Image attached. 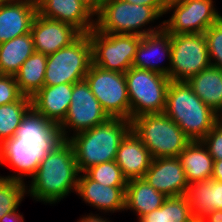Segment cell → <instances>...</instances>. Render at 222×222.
I'll return each mask as SVG.
<instances>
[{
  "label": "cell",
  "instance_id": "6da1fadb",
  "mask_svg": "<svg viewBox=\"0 0 222 222\" xmlns=\"http://www.w3.org/2000/svg\"><path fill=\"white\" fill-rule=\"evenodd\" d=\"M62 141L59 125L31 107L14 136L2 143L3 164H8L17 172V175L4 178L21 182H24L23 176L32 178L39 164Z\"/></svg>",
  "mask_w": 222,
  "mask_h": 222
},
{
  "label": "cell",
  "instance_id": "7a4b0ae2",
  "mask_svg": "<svg viewBox=\"0 0 222 222\" xmlns=\"http://www.w3.org/2000/svg\"><path fill=\"white\" fill-rule=\"evenodd\" d=\"M79 174L74 149L63 140L39 164L27 193L36 201L59 202L70 191L76 192Z\"/></svg>",
  "mask_w": 222,
  "mask_h": 222
},
{
  "label": "cell",
  "instance_id": "3957f363",
  "mask_svg": "<svg viewBox=\"0 0 222 222\" xmlns=\"http://www.w3.org/2000/svg\"><path fill=\"white\" fill-rule=\"evenodd\" d=\"M164 113L191 141H201L220 120V115L193 92L187 81L169 83Z\"/></svg>",
  "mask_w": 222,
  "mask_h": 222
},
{
  "label": "cell",
  "instance_id": "277c9868",
  "mask_svg": "<svg viewBox=\"0 0 222 222\" xmlns=\"http://www.w3.org/2000/svg\"><path fill=\"white\" fill-rule=\"evenodd\" d=\"M130 131L131 120L109 118L102 124L69 137L78 171L84 173L94 165L114 161L118 147Z\"/></svg>",
  "mask_w": 222,
  "mask_h": 222
},
{
  "label": "cell",
  "instance_id": "5b68a950",
  "mask_svg": "<svg viewBox=\"0 0 222 222\" xmlns=\"http://www.w3.org/2000/svg\"><path fill=\"white\" fill-rule=\"evenodd\" d=\"M131 130L153 159L178 157L191 142L165 113L144 114L131 120Z\"/></svg>",
  "mask_w": 222,
  "mask_h": 222
},
{
  "label": "cell",
  "instance_id": "8992f818",
  "mask_svg": "<svg viewBox=\"0 0 222 222\" xmlns=\"http://www.w3.org/2000/svg\"><path fill=\"white\" fill-rule=\"evenodd\" d=\"M162 15L153 7L132 4L124 0H104L95 18V28L102 33L137 34L144 36L163 29L162 24L142 29Z\"/></svg>",
  "mask_w": 222,
  "mask_h": 222
},
{
  "label": "cell",
  "instance_id": "52a82bcc",
  "mask_svg": "<svg viewBox=\"0 0 222 222\" xmlns=\"http://www.w3.org/2000/svg\"><path fill=\"white\" fill-rule=\"evenodd\" d=\"M92 64L88 34H81L69 46L47 55L44 85L74 84L85 79Z\"/></svg>",
  "mask_w": 222,
  "mask_h": 222
},
{
  "label": "cell",
  "instance_id": "ba28073f",
  "mask_svg": "<svg viewBox=\"0 0 222 222\" xmlns=\"http://www.w3.org/2000/svg\"><path fill=\"white\" fill-rule=\"evenodd\" d=\"M131 105V120L144 114L164 113L169 77L145 69L129 68L125 73Z\"/></svg>",
  "mask_w": 222,
  "mask_h": 222
},
{
  "label": "cell",
  "instance_id": "9c48e42d",
  "mask_svg": "<svg viewBox=\"0 0 222 222\" xmlns=\"http://www.w3.org/2000/svg\"><path fill=\"white\" fill-rule=\"evenodd\" d=\"M88 36L92 45V64L123 74L132 67L140 35L102 33L94 28Z\"/></svg>",
  "mask_w": 222,
  "mask_h": 222
},
{
  "label": "cell",
  "instance_id": "30bf717a",
  "mask_svg": "<svg viewBox=\"0 0 222 222\" xmlns=\"http://www.w3.org/2000/svg\"><path fill=\"white\" fill-rule=\"evenodd\" d=\"M85 80L110 118L131 120V105L123 73L104 70L91 64Z\"/></svg>",
  "mask_w": 222,
  "mask_h": 222
},
{
  "label": "cell",
  "instance_id": "8fae6325",
  "mask_svg": "<svg viewBox=\"0 0 222 222\" xmlns=\"http://www.w3.org/2000/svg\"><path fill=\"white\" fill-rule=\"evenodd\" d=\"M211 66L204 33L171 34V81H188Z\"/></svg>",
  "mask_w": 222,
  "mask_h": 222
},
{
  "label": "cell",
  "instance_id": "7c38bea8",
  "mask_svg": "<svg viewBox=\"0 0 222 222\" xmlns=\"http://www.w3.org/2000/svg\"><path fill=\"white\" fill-rule=\"evenodd\" d=\"M213 0H167L165 13L173 11L163 28L170 34L204 33L222 16L214 8Z\"/></svg>",
  "mask_w": 222,
  "mask_h": 222
},
{
  "label": "cell",
  "instance_id": "4fadbf2b",
  "mask_svg": "<svg viewBox=\"0 0 222 222\" xmlns=\"http://www.w3.org/2000/svg\"><path fill=\"white\" fill-rule=\"evenodd\" d=\"M109 118L84 79L73 84L69 110L59 125L61 136L63 140H68V131L70 132L71 128L75 132L73 134H77L102 124Z\"/></svg>",
  "mask_w": 222,
  "mask_h": 222
},
{
  "label": "cell",
  "instance_id": "5bb4252c",
  "mask_svg": "<svg viewBox=\"0 0 222 222\" xmlns=\"http://www.w3.org/2000/svg\"><path fill=\"white\" fill-rule=\"evenodd\" d=\"M30 33L35 52L45 55L69 46L81 35L72 25L43 17L39 13L33 20Z\"/></svg>",
  "mask_w": 222,
  "mask_h": 222
},
{
  "label": "cell",
  "instance_id": "9a60e30c",
  "mask_svg": "<svg viewBox=\"0 0 222 222\" xmlns=\"http://www.w3.org/2000/svg\"><path fill=\"white\" fill-rule=\"evenodd\" d=\"M143 178L166 197L186 195L188 190L189 183L178 157L152 159Z\"/></svg>",
  "mask_w": 222,
  "mask_h": 222
},
{
  "label": "cell",
  "instance_id": "2e32d148",
  "mask_svg": "<svg viewBox=\"0 0 222 222\" xmlns=\"http://www.w3.org/2000/svg\"><path fill=\"white\" fill-rule=\"evenodd\" d=\"M43 17L67 23L81 34L95 28V15L80 0H36Z\"/></svg>",
  "mask_w": 222,
  "mask_h": 222
},
{
  "label": "cell",
  "instance_id": "e0dca14e",
  "mask_svg": "<svg viewBox=\"0 0 222 222\" xmlns=\"http://www.w3.org/2000/svg\"><path fill=\"white\" fill-rule=\"evenodd\" d=\"M37 13L36 0H7L0 5V43L30 33Z\"/></svg>",
  "mask_w": 222,
  "mask_h": 222
},
{
  "label": "cell",
  "instance_id": "ac0fdd59",
  "mask_svg": "<svg viewBox=\"0 0 222 222\" xmlns=\"http://www.w3.org/2000/svg\"><path fill=\"white\" fill-rule=\"evenodd\" d=\"M126 187L105 186L92 180L85 172L78 177L76 193L83 201L107 213L124 211Z\"/></svg>",
  "mask_w": 222,
  "mask_h": 222
},
{
  "label": "cell",
  "instance_id": "d6986e66",
  "mask_svg": "<svg viewBox=\"0 0 222 222\" xmlns=\"http://www.w3.org/2000/svg\"><path fill=\"white\" fill-rule=\"evenodd\" d=\"M160 54L164 59L167 56L169 67H161L159 63H156V60L154 62L153 57L157 59V55L160 57ZM157 62L160 60L157 59ZM132 67L154 71L168 77L171 67V34L163 28L155 33L141 36Z\"/></svg>",
  "mask_w": 222,
  "mask_h": 222
},
{
  "label": "cell",
  "instance_id": "ffe728a7",
  "mask_svg": "<svg viewBox=\"0 0 222 222\" xmlns=\"http://www.w3.org/2000/svg\"><path fill=\"white\" fill-rule=\"evenodd\" d=\"M73 84L44 85L31 97L32 107L46 119L60 125L71 103Z\"/></svg>",
  "mask_w": 222,
  "mask_h": 222
},
{
  "label": "cell",
  "instance_id": "44dd1931",
  "mask_svg": "<svg viewBox=\"0 0 222 222\" xmlns=\"http://www.w3.org/2000/svg\"><path fill=\"white\" fill-rule=\"evenodd\" d=\"M152 159L149 150L131 130L118 147L115 162L127 180H131L143 178Z\"/></svg>",
  "mask_w": 222,
  "mask_h": 222
},
{
  "label": "cell",
  "instance_id": "7402d4cb",
  "mask_svg": "<svg viewBox=\"0 0 222 222\" xmlns=\"http://www.w3.org/2000/svg\"><path fill=\"white\" fill-rule=\"evenodd\" d=\"M178 158L189 184L211 179L214 159L202 141H191Z\"/></svg>",
  "mask_w": 222,
  "mask_h": 222
},
{
  "label": "cell",
  "instance_id": "603a6c76",
  "mask_svg": "<svg viewBox=\"0 0 222 222\" xmlns=\"http://www.w3.org/2000/svg\"><path fill=\"white\" fill-rule=\"evenodd\" d=\"M186 196L193 217L201 219L213 210H222V182L208 179L191 183Z\"/></svg>",
  "mask_w": 222,
  "mask_h": 222
},
{
  "label": "cell",
  "instance_id": "cb8c5ba5",
  "mask_svg": "<svg viewBox=\"0 0 222 222\" xmlns=\"http://www.w3.org/2000/svg\"><path fill=\"white\" fill-rule=\"evenodd\" d=\"M167 197L155 190L144 178L128 180L125 189V210L135 211L138 218L160 208Z\"/></svg>",
  "mask_w": 222,
  "mask_h": 222
},
{
  "label": "cell",
  "instance_id": "d4e9b609",
  "mask_svg": "<svg viewBox=\"0 0 222 222\" xmlns=\"http://www.w3.org/2000/svg\"><path fill=\"white\" fill-rule=\"evenodd\" d=\"M187 83L207 106L222 115V69L211 65L192 76Z\"/></svg>",
  "mask_w": 222,
  "mask_h": 222
},
{
  "label": "cell",
  "instance_id": "484cf974",
  "mask_svg": "<svg viewBox=\"0 0 222 222\" xmlns=\"http://www.w3.org/2000/svg\"><path fill=\"white\" fill-rule=\"evenodd\" d=\"M34 52L31 33L0 43V74L14 76Z\"/></svg>",
  "mask_w": 222,
  "mask_h": 222
},
{
  "label": "cell",
  "instance_id": "4316f807",
  "mask_svg": "<svg viewBox=\"0 0 222 222\" xmlns=\"http://www.w3.org/2000/svg\"><path fill=\"white\" fill-rule=\"evenodd\" d=\"M47 55L34 52L21 65L14 75L20 92L28 97L34 96L43 86Z\"/></svg>",
  "mask_w": 222,
  "mask_h": 222
},
{
  "label": "cell",
  "instance_id": "83f0119b",
  "mask_svg": "<svg viewBox=\"0 0 222 222\" xmlns=\"http://www.w3.org/2000/svg\"><path fill=\"white\" fill-rule=\"evenodd\" d=\"M186 195L167 197L160 208L138 219L139 222H189L193 219Z\"/></svg>",
  "mask_w": 222,
  "mask_h": 222
},
{
  "label": "cell",
  "instance_id": "f1b7e54d",
  "mask_svg": "<svg viewBox=\"0 0 222 222\" xmlns=\"http://www.w3.org/2000/svg\"><path fill=\"white\" fill-rule=\"evenodd\" d=\"M32 107L31 98L23 95L18 101L0 106V141L14 136L23 116Z\"/></svg>",
  "mask_w": 222,
  "mask_h": 222
},
{
  "label": "cell",
  "instance_id": "f546056e",
  "mask_svg": "<svg viewBox=\"0 0 222 222\" xmlns=\"http://www.w3.org/2000/svg\"><path fill=\"white\" fill-rule=\"evenodd\" d=\"M25 182L0 176V219L8 213L18 210L27 193Z\"/></svg>",
  "mask_w": 222,
  "mask_h": 222
},
{
  "label": "cell",
  "instance_id": "4dcf8cb0",
  "mask_svg": "<svg viewBox=\"0 0 222 222\" xmlns=\"http://www.w3.org/2000/svg\"><path fill=\"white\" fill-rule=\"evenodd\" d=\"M85 173L94 181L110 187H126L127 178L114 161L104 162L87 169Z\"/></svg>",
  "mask_w": 222,
  "mask_h": 222
},
{
  "label": "cell",
  "instance_id": "1f68e13d",
  "mask_svg": "<svg viewBox=\"0 0 222 222\" xmlns=\"http://www.w3.org/2000/svg\"><path fill=\"white\" fill-rule=\"evenodd\" d=\"M204 34L208 44L211 65L222 69V17L209 26Z\"/></svg>",
  "mask_w": 222,
  "mask_h": 222
},
{
  "label": "cell",
  "instance_id": "d6a6232c",
  "mask_svg": "<svg viewBox=\"0 0 222 222\" xmlns=\"http://www.w3.org/2000/svg\"><path fill=\"white\" fill-rule=\"evenodd\" d=\"M22 96L15 76L0 74V106L16 102Z\"/></svg>",
  "mask_w": 222,
  "mask_h": 222
},
{
  "label": "cell",
  "instance_id": "836d02e7",
  "mask_svg": "<svg viewBox=\"0 0 222 222\" xmlns=\"http://www.w3.org/2000/svg\"><path fill=\"white\" fill-rule=\"evenodd\" d=\"M201 141L214 160H222V121L219 120Z\"/></svg>",
  "mask_w": 222,
  "mask_h": 222
},
{
  "label": "cell",
  "instance_id": "e575fe53",
  "mask_svg": "<svg viewBox=\"0 0 222 222\" xmlns=\"http://www.w3.org/2000/svg\"><path fill=\"white\" fill-rule=\"evenodd\" d=\"M132 4L145 5L155 8L162 16L166 10L167 0H124Z\"/></svg>",
  "mask_w": 222,
  "mask_h": 222
},
{
  "label": "cell",
  "instance_id": "d590c367",
  "mask_svg": "<svg viewBox=\"0 0 222 222\" xmlns=\"http://www.w3.org/2000/svg\"><path fill=\"white\" fill-rule=\"evenodd\" d=\"M95 16L100 12L104 0H80Z\"/></svg>",
  "mask_w": 222,
  "mask_h": 222
},
{
  "label": "cell",
  "instance_id": "8d00e7d4",
  "mask_svg": "<svg viewBox=\"0 0 222 222\" xmlns=\"http://www.w3.org/2000/svg\"><path fill=\"white\" fill-rule=\"evenodd\" d=\"M202 222H222V210H213L201 218Z\"/></svg>",
  "mask_w": 222,
  "mask_h": 222
},
{
  "label": "cell",
  "instance_id": "74e56055",
  "mask_svg": "<svg viewBox=\"0 0 222 222\" xmlns=\"http://www.w3.org/2000/svg\"><path fill=\"white\" fill-rule=\"evenodd\" d=\"M0 222H24L23 216L19 214L17 210L12 213L5 214Z\"/></svg>",
  "mask_w": 222,
  "mask_h": 222
},
{
  "label": "cell",
  "instance_id": "f35d334b",
  "mask_svg": "<svg viewBox=\"0 0 222 222\" xmlns=\"http://www.w3.org/2000/svg\"><path fill=\"white\" fill-rule=\"evenodd\" d=\"M211 179L222 182V160H214L213 174Z\"/></svg>",
  "mask_w": 222,
  "mask_h": 222
},
{
  "label": "cell",
  "instance_id": "ab89813d",
  "mask_svg": "<svg viewBox=\"0 0 222 222\" xmlns=\"http://www.w3.org/2000/svg\"><path fill=\"white\" fill-rule=\"evenodd\" d=\"M77 222H110L109 220L107 221V219L100 217L99 215H93L91 213V215H85V217H81V219Z\"/></svg>",
  "mask_w": 222,
  "mask_h": 222
},
{
  "label": "cell",
  "instance_id": "60d3db41",
  "mask_svg": "<svg viewBox=\"0 0 222 222\" xmlns=\"http://www.w3.org/2000/svg\"><path fill=\"white\" fill-rule=\"evenodd\" d=\"M3 165L2 142L0 141V165Z\"/></svg>",
  "mask_w": 222,
  "mask_h": 222
},
{
  "label": "cell",
  "instance_id": "b9f144b4",
  "mask_svg": "<svg viewBox=\"0 0 222 222\" xmlns=\"http://www.w3.org/2000/svg\"><path fill=\"white\" fill-rule=\"evenodd\" d=\"M189 222H202L201 219L197 218V217H194L191 221Z\"/></svg>",
  "mask_w": 222,
  "mask_h": 222
},
{
  "label": "cell",
  "instance_id": "7bdbcfd3",
  "mask_svg": "<svg viewBox=\"0 0 222 222\" xmlns=\"http://www.w3.org/2000/svg\"><path fill=\"white\" fill-rule=\"evenodd\" d=\"M7 0H0V5H3Z\"/></svg>",
  "mask_w": 222,
  "mask_h": 222
}]
</instances>
